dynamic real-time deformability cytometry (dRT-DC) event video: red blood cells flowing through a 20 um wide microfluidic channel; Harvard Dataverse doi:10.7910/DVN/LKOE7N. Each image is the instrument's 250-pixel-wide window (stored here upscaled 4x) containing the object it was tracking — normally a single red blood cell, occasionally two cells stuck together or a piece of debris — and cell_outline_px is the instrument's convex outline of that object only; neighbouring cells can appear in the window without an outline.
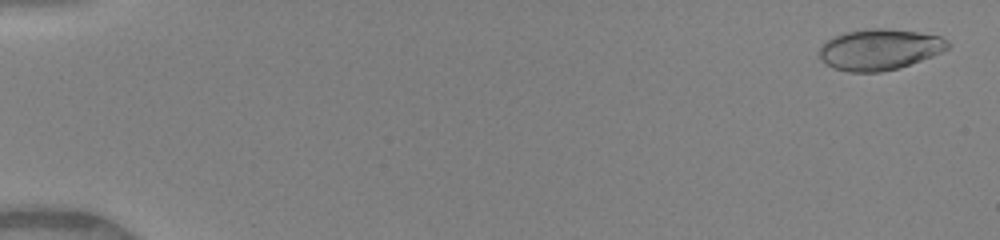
{"species": "human", "species_latin": "Homo sapiens", "temperature_condition": "warm", "stored_images_in_passage": 42, "camera_frame_rate_fps": 3000, "um_per_image_px": 0.085, "donor": {"sex": "female"}, "frame": {"image": 1, "passage_image": 1, "time_ms": 0.0, "image_size_px": [1000, 240], "cell_outline_px": [[948, 48], [932, 56], [896, 68], [880, 72], [848, 72], [836, 68], [820, 60], [820, 48], [828, 40], [844, 32], [864, 28], [888, 28], [916, 32], [940, 36], [948, 40]], "centroid_in_image_um": [74.75, 4.19], "position_along_channel_um": 10.3, "area_um2": 30.29}}
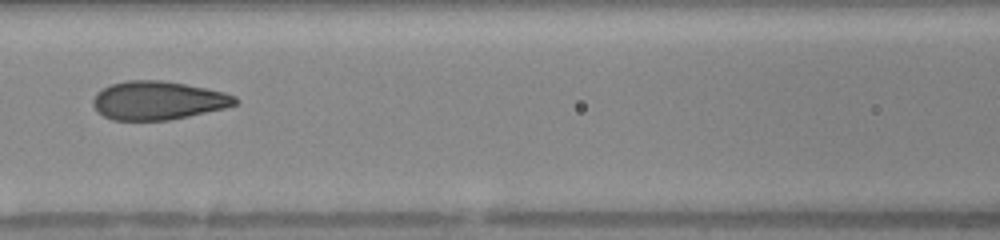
{"frame": {"image": 2, "passage_image": 20, "time_ms": 6.333, "image_size_px": [1000, 240], "cell_outline_px": [[240, 100], [236, 104], [224, 108], [188, 116], [168, 120], [112, 120], [96, 112], [92, 104], [92, 100], [96, 92], [112, 84], [124, 80], [164, 80], [224, 92], [236, 96]], "centroid_in_image_um": [13.4, 8.54], "position_along_channel_um": 153.2, "area_um2": 31.96}}
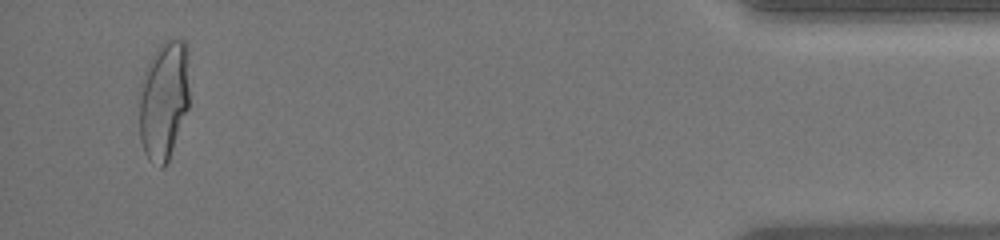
{"frame": {"image": 3, "passage_image": 40, "time_ms": 13.0, "image_size_px": [1000, 240], "cell_outline_px": [[188, 108], [168, 160], [160, 168], [152, 164], [148, 160], [144, 152], [140, 140], [140, 100], [144, 72], [148, 60], [160, 44], [164, 40], [184, 40], [188, 44]], "centroid_in_image_um": [13.93, 8.49], "position_along_channel_um": 421.3, "area_um2": 34.74}, "authors_computed_cell_mechanics": {"area_um2": 31.8767, "velocity_mm_per_s": 4.1824, "shape_relaxation_time_tau1_ms": 4.9763, "shape_relaxation_time_tau2_ms": null, "deformation_change_tau1": 0.2096, "deformation_change_tau2": null}}